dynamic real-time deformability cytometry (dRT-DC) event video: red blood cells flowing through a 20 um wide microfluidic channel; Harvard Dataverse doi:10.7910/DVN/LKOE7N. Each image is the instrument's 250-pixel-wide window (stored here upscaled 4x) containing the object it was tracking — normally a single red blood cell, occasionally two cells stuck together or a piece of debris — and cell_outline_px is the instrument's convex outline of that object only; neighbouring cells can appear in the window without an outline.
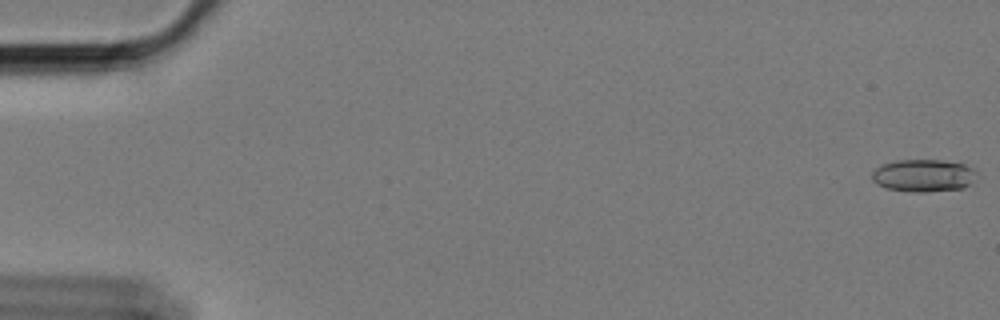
{"species": "Egyptian fruit bat (a non-hibernating species)", "species_latin": "Rousettus aegyptiacus", "temperature_condition": "cold", "stored_images_in_passage": 12, "camera_frame_rate_fps": 3000, "um_per_image_px": 0.085, "animal": {"sex": "female"}, "frame": {"image": 1, "passage_image": 1, "time_ms": 0.0, "image_size_px": [1000, 320], "cell_outline_px": [[972, 180], [964, 188], [924, 192], [916, 192], [888, 188], [876, 184], [872, 180], [872, 172], [880, 164], [896, 160], [944, 160], [964, 164], [972, 168]], "centroid_in_image_um": [78.42, 14.91], "position_along_channel_um": 6.6, "area_um2": 19.54}}